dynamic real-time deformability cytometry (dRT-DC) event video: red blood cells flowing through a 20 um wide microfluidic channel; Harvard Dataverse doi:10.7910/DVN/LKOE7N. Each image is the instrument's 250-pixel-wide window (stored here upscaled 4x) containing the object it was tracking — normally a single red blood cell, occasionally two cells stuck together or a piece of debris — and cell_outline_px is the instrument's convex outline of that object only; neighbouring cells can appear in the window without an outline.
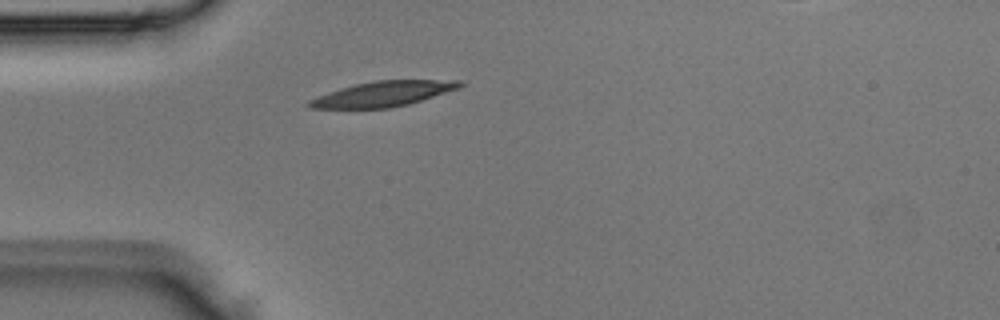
{"species": "Egyptian fruit bat (a non-hibernating species)", "species_latin": "Rousettus aegyptiacus", "temperature_condition": "room temperature", "stored_images_in_passage": 1, "camera_frame_rate_fps": 3000, "um_per_image_px": 0.085, "animal": {"sex": "male"}, "frame": {"image": 1, "passage_image": 1, "time_ms": 0.0, "image_size_px": [1000, 320], "cell_outline_px": [[464, 84], [460, 88], [408, 104], [388, 108], [312, 108], [304, 104], [308, 100], [316, 96], [340, 88], [356, 84], [376, 80], [460, 80]], "centroid_in_image_um": [32.54, 7.97], "position_along_channel_um": 52.5, "area_um2": 22.02}}